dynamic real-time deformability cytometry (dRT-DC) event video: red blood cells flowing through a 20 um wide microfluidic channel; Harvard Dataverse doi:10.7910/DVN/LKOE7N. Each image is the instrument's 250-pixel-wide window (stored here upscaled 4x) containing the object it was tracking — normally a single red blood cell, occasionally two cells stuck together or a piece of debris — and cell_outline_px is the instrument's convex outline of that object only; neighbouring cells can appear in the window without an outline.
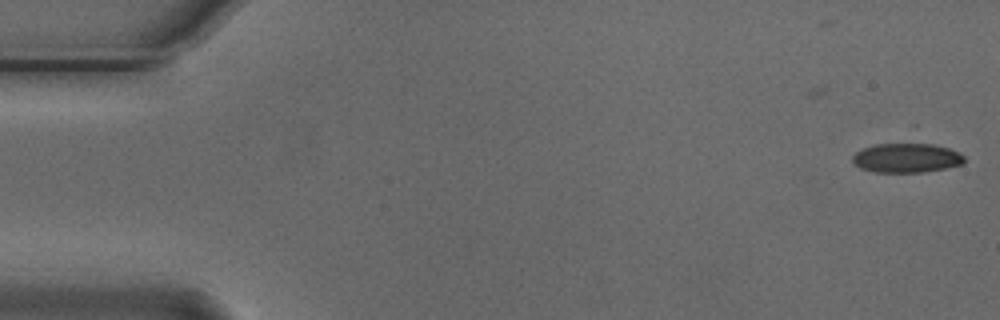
{"species": "Egyptian fruit bat (a non-hibernating species)", "species_latin": "Rousettus aegyptiacus", "temperature_condition": "cold", "stored_images_in_passage": 2, "camera_frame_rate_fps": 3000, "um_per_image_px": 0.085, "animal": {"sex": "male"}, "frame": {"image": 1, "passage_image": 2, "time_ms": 0.333, "image_size_px": [1000, 320], "cell_outline_px": [[964, 164], [924, 172], [872, 172], [860, 168], [852, 160], [852, 156], [856, 152], [864, 148], [876, 144], [916, 140], [948, 148], [960, 152], [964, 156]], "centroid_in_image_um": [77.07, 13.38], "position_along_channel_um": 7.9, "area_um2": 19.83}}